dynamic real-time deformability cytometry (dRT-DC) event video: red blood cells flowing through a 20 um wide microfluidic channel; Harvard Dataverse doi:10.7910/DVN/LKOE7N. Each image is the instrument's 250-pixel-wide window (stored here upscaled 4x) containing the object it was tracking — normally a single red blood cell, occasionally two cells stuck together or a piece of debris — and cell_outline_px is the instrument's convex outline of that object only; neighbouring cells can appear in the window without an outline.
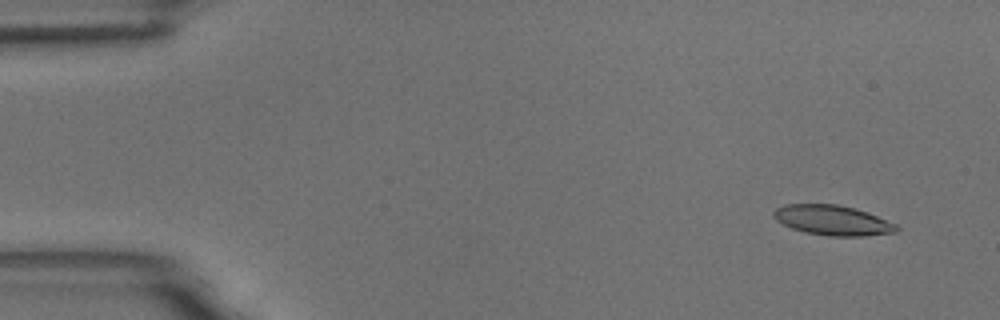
{"species": "common noctule bat (a hibernating species)", "species_latin": "Nyctalus noctula", "temperature_condition": "room temperature", "stored_images_in_passage": 16, "camera_frame_rate_fps": 3000, "um_per_image_px": 0.085, "animal": {"sex": "male", "body_mass_g": 18.8}, "frame": {"image": 1, "passage_image": 4, "time_ms": 1.0, "image_size_px": [1000, 320], "cell_outline_px": [[900, 228], [896, 232], [864, 236], [828, 236], [804, 232], [792, 228], [776, 220], [772, 216], [772, 212], [776, 208], [784, 204], [836, 204], [856, 208], [868, 212], [896, 224]], "centroid_in_image_um": [70.76, 18.72], "position_along_channel_um": 14.2, "area_um2": 21.62}}
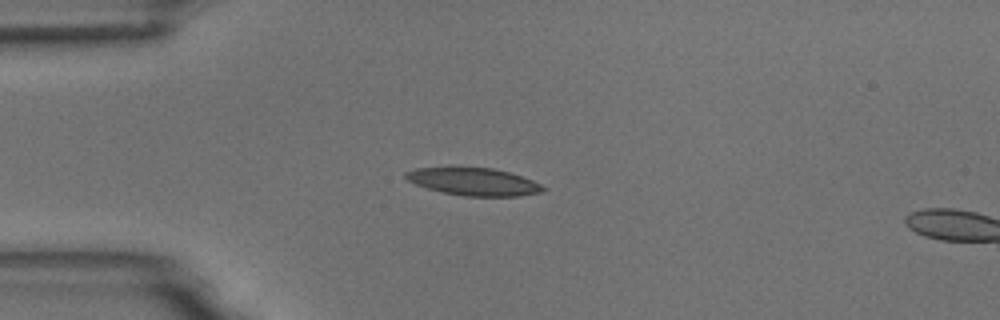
{"frame": {"image": 2, "passage_image": 14, "time_ms": 4.333, "image_size_px": [1000, 320], "cell_outline_px": [[548, 188], [544, 192], [520, 196], [464, 196], [444, 192], [428, 188], [416, 184], [408, 180], [404, 176], [404, 172], [416, 168], [452, 164], [456, 164], [492, 168], [508, 172], [532, 180]], "centroid_in_image_um": [40.22, 15.39], "position_along_channel_um": 44.8, "area_um2": 22.95}}